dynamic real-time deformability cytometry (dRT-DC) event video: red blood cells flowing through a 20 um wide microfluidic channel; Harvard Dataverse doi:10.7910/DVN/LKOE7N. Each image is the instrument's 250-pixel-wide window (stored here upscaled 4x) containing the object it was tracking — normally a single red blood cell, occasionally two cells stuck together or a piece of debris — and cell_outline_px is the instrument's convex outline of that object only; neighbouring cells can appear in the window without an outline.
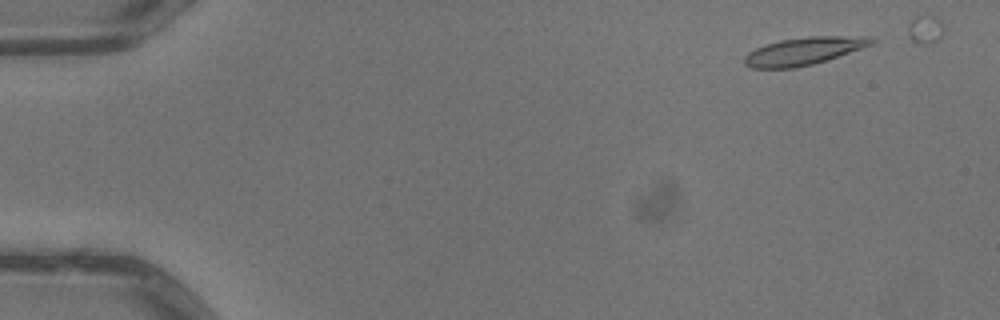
{"species": "common noctule bat (a hibernating species)", "species_latin": "Nyctalus noctula", "temperature_condition": "warm", "stored_images_in_passage": 5, "camera_frame_rate_fps": 3000, "um_per_image_px": 0.085, "animal": {"sex": "male", "body_mass_g": 13.3}, "frame": {"image": 1, "passage_image": 2, "time_ms": 0.333, "image_size_px": [1000, 320], "cell_outline_px": [[876, 40], [872, 44], [828, 60], [812, 64], [792, 68], [752, 68], [744, 64], [744, 56], [748, 52], [756, 48], [780, 40], [808, 36], [872, 36]], "centroid_in_image_um": [68.34, 4.33], "position_along_channel_um": 16.7, "area_um2": 20.4}}
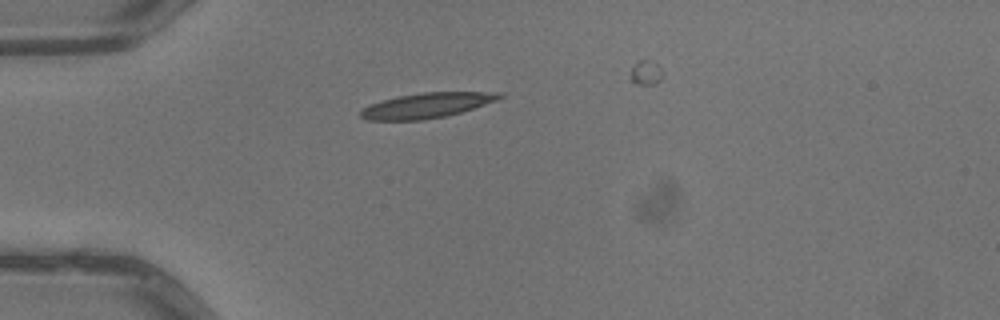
{"frame": {"image": 2, "passage_image": 5, "time_ms": 1.333, "image_size_px": [1000, 320], "cell_outline_px": [[504, 96], [496, 100], [460, 112], [444, 116], [424, 120], [368, 120], [360, 116], [360, 112], [364, 108], [372, 104], [396, 96], [424, 92], [504, 92]], "centroid_in_image_um": [36.28, 8.95], "position_along_channel_um": 48.7, "area_um2": 20.0}}